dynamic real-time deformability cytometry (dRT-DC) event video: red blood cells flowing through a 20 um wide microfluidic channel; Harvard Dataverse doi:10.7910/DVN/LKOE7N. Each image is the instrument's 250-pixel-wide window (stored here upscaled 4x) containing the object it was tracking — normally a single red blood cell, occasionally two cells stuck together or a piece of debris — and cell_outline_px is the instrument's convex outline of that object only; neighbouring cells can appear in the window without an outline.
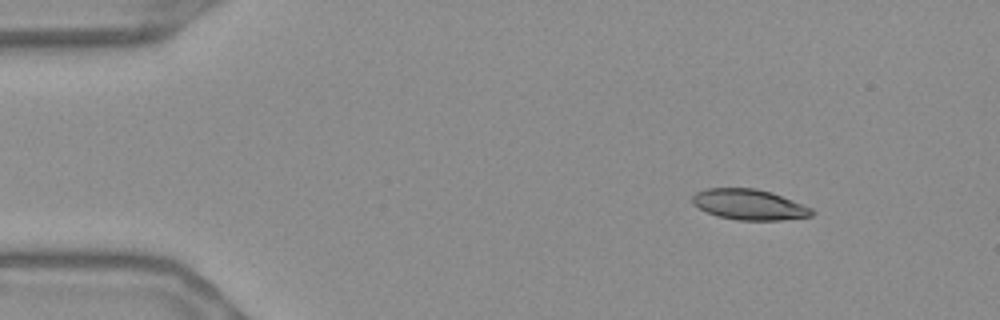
{"species": "Egyptian fruit bat (a non-hibernating species)", "species_latin": "Rousettus aegyptiacus", "temperature_condition": "warm", "stored_images_in_passage": 14, "camera_frame_rate_fps": 3000, "um_per_image_px": 0.085, "frame": {"image": 1, "passage_image": 7, "time_ms": 2.0, "image_size_px": [1000, 320], "cell_outline_px": [[816, 212], [812, 216], [784, 220], [736, 220], [716, 216], [692, 204], [692, 196], [696, 192], [704, 188], [756, 188], [772, 192], [812, 208]], "centroid_in_image_um": [63.69, 17.39], "position_along_channel_um": 21.3, "area_um2": 21.44}}